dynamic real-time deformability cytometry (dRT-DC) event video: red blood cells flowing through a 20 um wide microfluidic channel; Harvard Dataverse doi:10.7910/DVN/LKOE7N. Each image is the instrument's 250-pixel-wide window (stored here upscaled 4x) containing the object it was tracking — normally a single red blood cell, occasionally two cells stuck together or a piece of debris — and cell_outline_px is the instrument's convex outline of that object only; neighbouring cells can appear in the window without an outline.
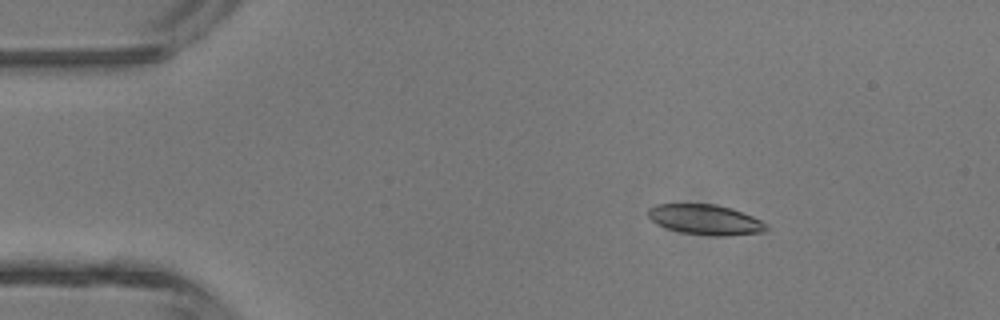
{"species": "common noctule bat (a hibernating species)", "species_latin": "Nyctalus noctula", "temperature_condition": "room temperature", "stored_images_in_passage": 5, "camera_frame_rate_fps": 3000, "um_per_image_px": 0.085, "animal": {"sex": "male", "body_mass_g": 13.3}, "frame": {"image": 1, "passage_image": 2, "time_ms": 1.333, "image_size_px": [1000, 320], "cell_outline_px": [[768, 228], [764, 232], [724, 236], [716, 236], [680, 232], [656, 224], [648, 216], [648, 208], [656, 204], [716, 204], [732, 208], [752, 216], [768, 224]], "centroid_in_image_um": [59.97, 18.66], "position_along_channel_um": 25.0, "area_um2": 20.81}}
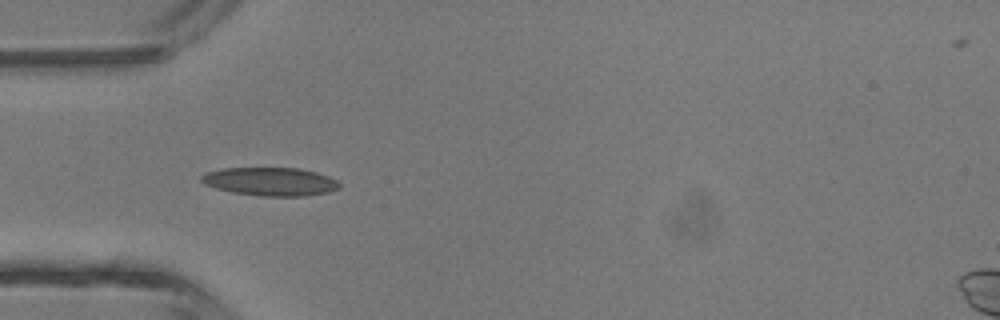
{"frame": {"image": 2, "passage_image": 4, "time_ms": 3.667, "image_size_px": [1000, 320], "cell_outline_px": [[340, 188], [328, 192], [308, 196], [260, 196], [232, 192], [216, 188], [204, 184], [200, 180], [200, 176], [204, 172], [224, 168], [300, 168], [316, 172], [328, 176], [336, 180], [340, 184]], "centroid_in_image_um": [22.97, 15.43], "position_along_channel_um": 62.0, "area_um2": 22.95}}
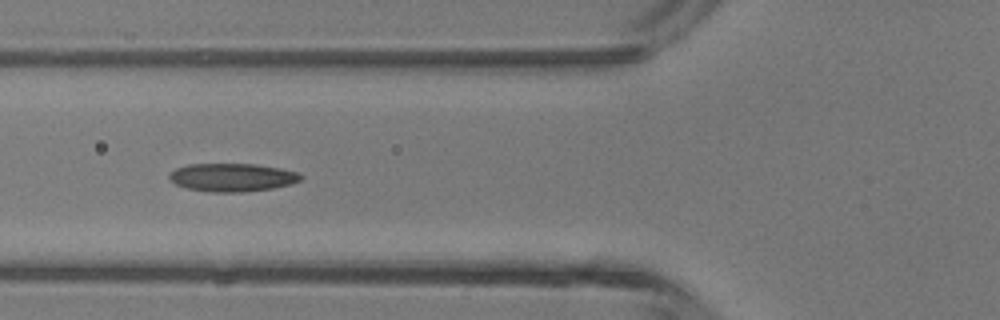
{"frame": {"image": 3, "passage_image": 5, "time_ms": 4.667, "image_size_px": [1000, 320], "cell_outline_px": [[304, 176], [300, 180], [292, 184], [272, 188], [244, 192], [212, 192], [188, 188], [176, 184], [168, 176], [176, 168], [188, 164], [256, 164], [280, 168], [300, 172]], "centroid_in_image_um": [19.8, 15.07], "position_along_channel_um": 106.0, "area_um2": 21.56}}